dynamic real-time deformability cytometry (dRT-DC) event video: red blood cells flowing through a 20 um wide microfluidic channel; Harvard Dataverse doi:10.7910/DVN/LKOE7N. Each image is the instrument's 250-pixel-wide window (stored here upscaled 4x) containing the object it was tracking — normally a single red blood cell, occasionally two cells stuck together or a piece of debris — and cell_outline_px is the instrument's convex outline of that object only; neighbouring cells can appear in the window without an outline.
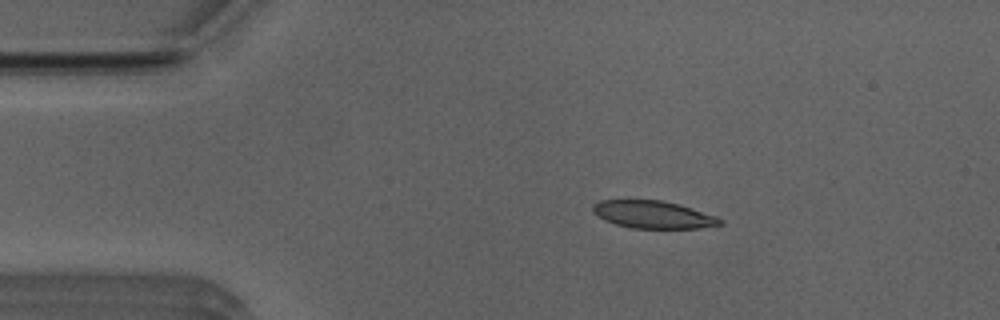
{"species": "Egyptian fruit bat (a non-hibernating species)", "species_latin": "Rousettus aegyptiacus", "temperature_condition": "room temperature", "stored_images_in_passage": 43, "camera_frame_rate_fps": 3000, "um_per_image_px": 0.085, "animal": {"sex": "male"}, "frame": {"image": 1, "passage_image": 1, "time_ms": 0.0, "image_size_px": [1000, 320], "cell_outline_px": [[724, 224], [700, 228], [632, 228], [616, 224], [604, 220], [596, 216], [592, 212], [592, 204], [600, 200], [664, 200], [680, 204], [716, 216], [724, 220]], "centroid_in_image_um": [55.51, 18.23], "position_along_channel_um": 29.5, "area_um2": 20.63}}
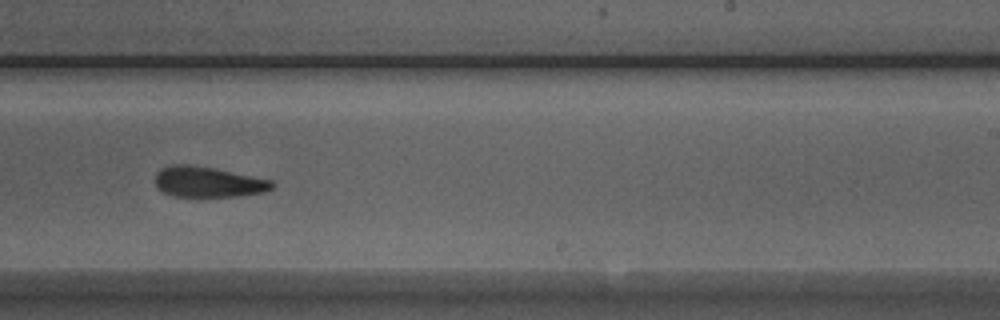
{"frame": {"image": 2, "passage_image": 23, "time_ms": 7.333, "image_size_px": [1000, 320], "cell_outline_px": [[276, 184], [272, 188], [264, 192], [236, 196], [172, 196], [156, 188], [156, 172], [160, 168], [172, 164], [188, 164], [216, 168], [272, 180]], "centroid_in_image_um": [17.67, 15.45], "position_along_channel_um": 271.3, "area_um2": 20.92}}
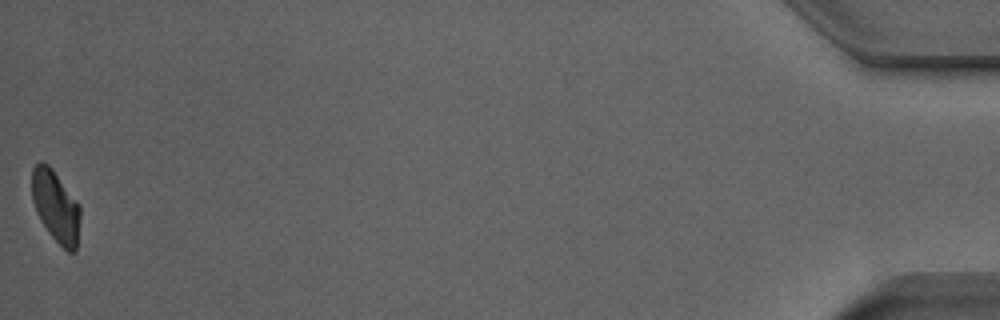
{"frame": {"image": 3, "passage_image": 43, "time_ms": 14.0, "image_size_px": [1000, 320], "cell_outline_px": [[80, 216], [76, 252], [68, 252], [48, 232], [36, 212], [32, 200], [32, 168], [40, 160], [48, 164], [52, 168], [80, 204]], "centroid_in_image_um": [4.74, 17.51], "position_along_channel_um": 430.5, "area_um2": 20.23}, "authors_computed_cell_mechanics": {"area_um2": 21.7328, "velocity_mm_per_s": 3.962, "shape_relaxation_time_tau1_ms": null, "shape_relaxation_time_tau2_ms": 2.9556, "deformation_change_tau1": null, "deformation_change_tau2": 0.1005}}